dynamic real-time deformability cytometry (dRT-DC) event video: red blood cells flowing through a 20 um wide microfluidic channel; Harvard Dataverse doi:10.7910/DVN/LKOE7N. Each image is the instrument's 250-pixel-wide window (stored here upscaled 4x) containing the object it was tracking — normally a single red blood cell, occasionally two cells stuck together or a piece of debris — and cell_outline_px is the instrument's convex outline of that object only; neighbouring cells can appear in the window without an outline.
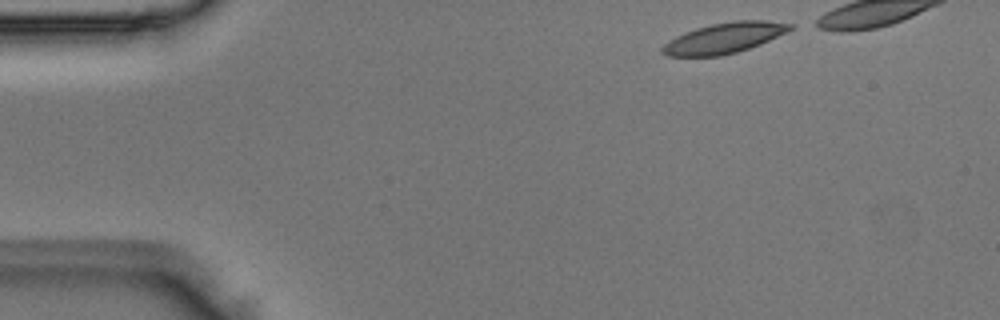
{"species": "Egyptian fruit bat (a non-hibernating species)", "species_latin": "Rousettus aegyptiacus", "temperature_condition": "room temperature", "stored_images_in_passage": 36, "camera_frame_rate_fps": 3000, "um_per_image_px": 0.085, "animal": {"sex": "male"}, "frame": {"image": 1, "passage_image": 1, "time_ms": 0.0, "image_size_px": [1000, 320], "cell_outline_px": [[792, 28], [760, 44], [736, 52], [720, 56], [668, 56], [660, 52], [660, 48], [664, 44], [676, 36], [696, 28], [712, 24], [732, 20], [764, 20], [792, 24]], "centroid_in_image_um": [61.5, 3.23], "position_along_channel_um": 23.5, "area_um2": 22.37}}
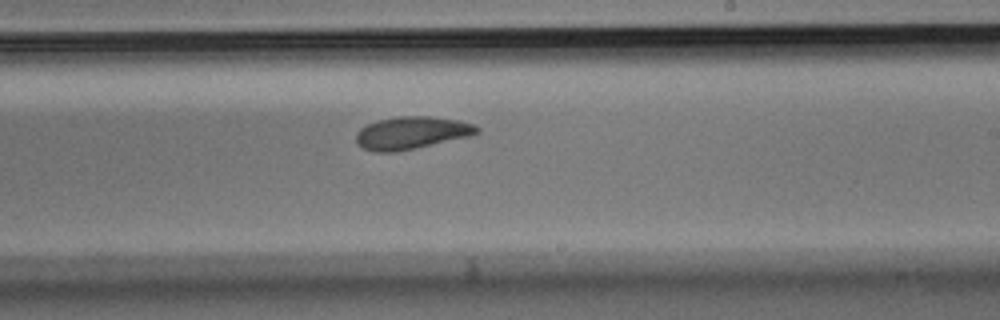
{"frame": {"image": 2, "passage_image": 24, "time_ms": 7.667, "image_size_px": [1000, 320], "cell_outline_px": [[480, 132], [468, 136], [416, 148], [396, 152], [376, 152], [364, 148], [356, 144], [356, 132], [360, 128], [376, 120], [400, 116], [432, 116], [456, 120], [472, 124], [480, 128]], "centroid_in_image_um": [34.94, 11.29], "position_along_channel_um": 254.1, "area_um2": 22.83}}
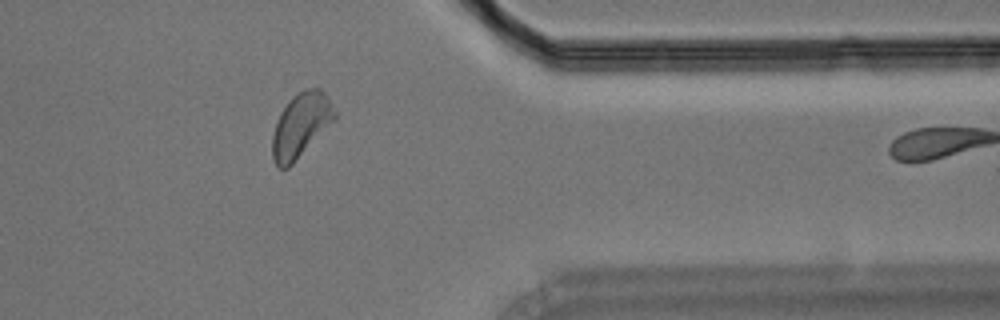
{"frame": {"image": 3, "passage_image": 35, "time_ms": 11.333, "image_size_px": [1000, 320], "cell_outline_px": [[336, 120], [288, 168], [280, 168], [272, 160], [272, 136], [276, 120], [280, 112], [288, 100], [292, 96], [304, 88], [320, 88], [328, 96], [336, 112]], "centroid_in_image_um": [25.57, 10.62], "position_along_channel_um": 385.8, "area_um2": 23.64}}